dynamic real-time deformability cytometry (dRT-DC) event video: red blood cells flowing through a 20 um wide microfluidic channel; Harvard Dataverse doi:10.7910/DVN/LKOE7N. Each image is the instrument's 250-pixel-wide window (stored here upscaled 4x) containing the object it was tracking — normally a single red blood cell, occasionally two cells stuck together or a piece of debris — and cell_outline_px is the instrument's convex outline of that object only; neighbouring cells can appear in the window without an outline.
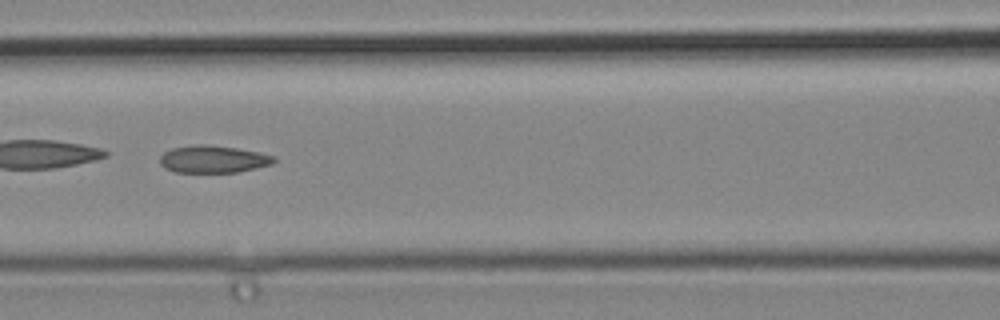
{"species": "common noctule bat (a hibernating species)", "species_latin": "Nyctalus noctula", "temperature_condition": "cold", "stored_images_in_passage": 6, "camera_frame_rate_fps": 3000, "um_per_image_px": 0.085, "animal": {"sex": "male", "body_mass_g": 19.2, "forearm_length_mm": 51.8}, "frame": {"image": 1, "passage_image": 6, "time_ms": 1.667, "image_size_px": [1000, 320], "cell_outline_px": [[276, 160], [272, 164], [256, 168], [236, 172], [176, 172], [164, 168], [160, 164], [160, 156], [164, 152], [172, 148], [200, 144], [204, 144], [236, 148], [260, 152], [276, 156]], "centroid_in_image_um": [18.13, 13.53], "position_along_channel_um": 148.5, "area_um2": 18.15}}